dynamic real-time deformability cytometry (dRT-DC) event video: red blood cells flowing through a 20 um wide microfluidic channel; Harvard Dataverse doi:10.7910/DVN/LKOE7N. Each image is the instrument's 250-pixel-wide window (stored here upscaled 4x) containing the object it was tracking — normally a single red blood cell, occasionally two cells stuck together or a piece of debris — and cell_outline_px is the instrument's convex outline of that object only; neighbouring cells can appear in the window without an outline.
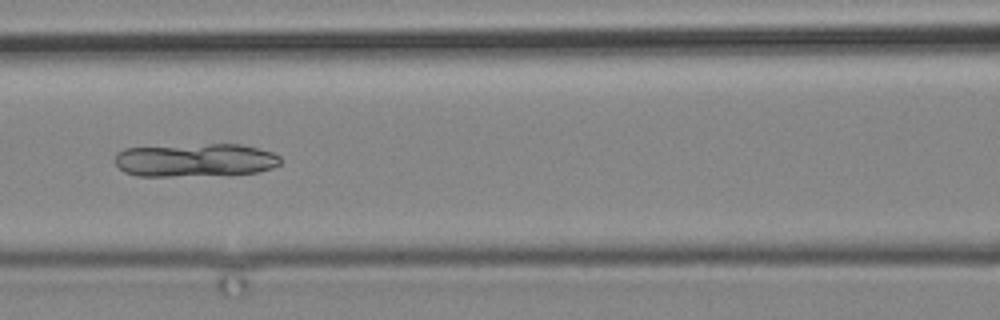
{"species": "common noctule bat (a hibernating species)", "species_latin": "Nyctalus noctula", "temperature_condition": "cold", "stored_images_in_passage": 13, "camera_frame_rate_fps": 3000, "um_per_image_px": 0.085, "animal": {"sex": "male", "body_mass_g": 19.2, "forearm_length_mm": 51.8}, "frame": {"image": 1, "passage_image": 10, "time_ms": 12.0, "image_size_px": [1000, 320], "cell_outline_px": [[280, 164], [272, 168], [256, 172], [172, 176], [136, 176], [124, 172], [112, 160], [116, 152], [124, 148], [208, 144], [240, 144], [272, 152], [280, 156]], "centroid_in_image_um": [16.52, 13.6], "position_along_channel_um": 150.1, "area_um2": 31.91}}